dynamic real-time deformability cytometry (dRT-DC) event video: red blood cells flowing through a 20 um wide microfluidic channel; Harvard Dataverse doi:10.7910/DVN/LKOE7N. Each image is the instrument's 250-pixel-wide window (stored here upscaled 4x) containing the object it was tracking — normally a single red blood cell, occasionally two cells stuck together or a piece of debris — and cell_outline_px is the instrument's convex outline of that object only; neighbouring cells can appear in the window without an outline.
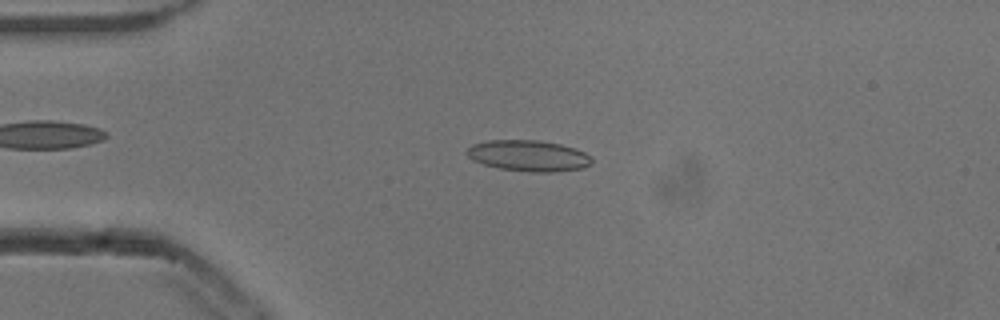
{"species": "common noctule bat (a hibernating species)", "species_latin": "Nyctalus noctula", "temperature_condition": "cold", "stored_images_in_passage": 52, "camera_frame_rate_fps": 3000, "um_per_image_px": 0.085, "animal": {"sex": "male", "body_mass_g": 13.3}, "frame": {"image": 1, "passage_image": 12, "time_ms": 3.667, "image_size_px": [1000, 320], "cell_outline_px": [[592, 160], [584, 168], [552, 172], [528, 172], [500, 168], [484, 164], [472, 160], [464, 152], [472, 144], [488, 140], [540, 140], [560, 144], [576, 148], [592, 156]], "centroid_in_image_um": [44.91, 13.23], "position_along_channel_um": 40.1, "area_um2": 22.72}}
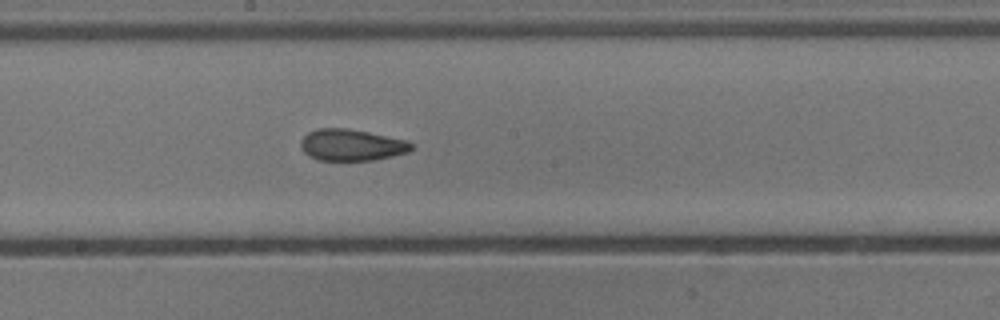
{"frame": {"image": 2, "passage_image": 28, "time_ms": 9.0, "image_size_px": [1000, 320], "cell_outline_px": [[412, 148], [408, 152], [392, 156], [372, 160], [316, 160], [308, 156], [300, 148], [300, 140], [308, 132], [316, 128], [348, 128], [408, 140], [412, 144]], "centroid_in_image_um": [29.84, 12.32], "position_along_channel_um": 218.4, "area_um2": 20.46}}
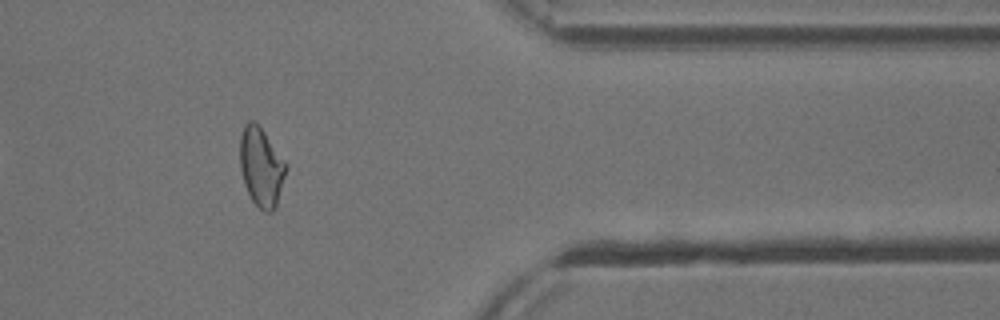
{"frame": {"image": 3, "passage_image": 43, "time_ms": 14.0, "image_size_px": [1000, 320], "cell_outline_px": [[288, 168], [276, 204], [272, 212], [264, 212], [252, 200], [244, 184], [240, 168], [240, 136], [244, 124], [248, 120], [256, 120], [288, 164]], "centroid_in_image_um": [22.21, 14.14], "position_along_channel_um": 389.2, "area_um2": 21.39}, "authors_computed_cell_mechanics": {"area_um2": 21.2126, "velocity_mm_per_s": 3.8437, "shape_relaxation_time_tau1_ms": 11.2966, "shape_relaxation_time_tau2_ms": 2.2622, "deformation_change_tau1": 0.2224, "deformation_change_tau2": 0.0828}}